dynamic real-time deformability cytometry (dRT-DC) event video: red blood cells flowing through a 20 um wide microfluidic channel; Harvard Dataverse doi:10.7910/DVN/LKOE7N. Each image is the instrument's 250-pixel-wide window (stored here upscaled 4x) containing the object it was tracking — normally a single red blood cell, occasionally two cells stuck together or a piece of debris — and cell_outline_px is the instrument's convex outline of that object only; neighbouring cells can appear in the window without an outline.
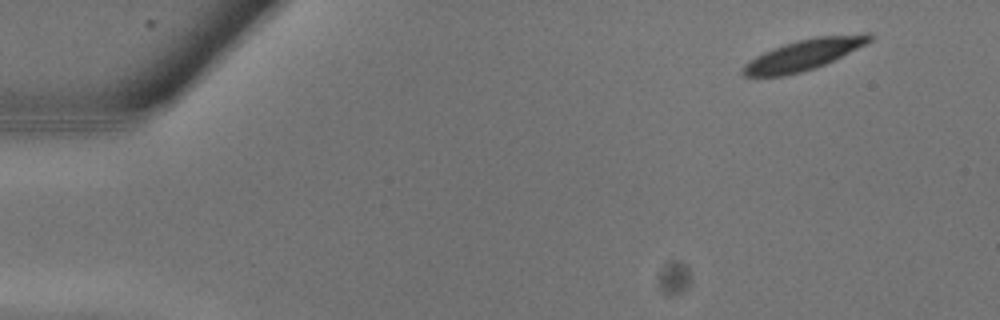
{"species": "common noctule bat (a hibernating species)", "species_latin": "Nyctalus noctula", "temperature_condition": "warm", "stored_images_in_passage": 13, "camera_frame_rate_fps": 3000, "um_per_image_px": 0.085, "animal": {"sex": "male", "body_mass_g": 13.3}, "frame": {"image": 1, "passage_image": 2, "time_ms": 0.333, "image_size_px": [1000, 320], "cell_outline_px": [[872, 40], [868, 44], [816, 68], [784, 76], [744, 76], [740, 72], [744, 64], [756, 56], [772, 48], [796, 40], [816, 36], [864, 32], [872, 32]], "centroid_in_image_um": [68.38, 4.62], "position_along_channel_um": 16.6, "area_um2": 23.06}}
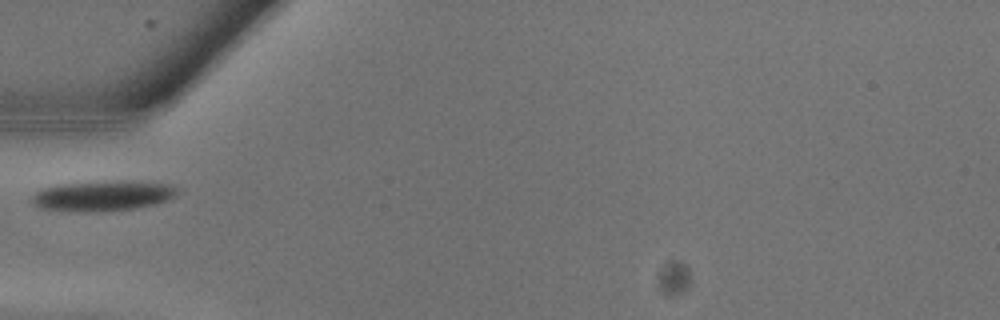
{"frame": {"image": 2, "passage_image": 9, "time_ms": 2.667, "image_size_px": [1000, 320], "cell_outline_px": [[176, 196], [168, 200], [156, 204], [136, 208], [100, 212], [68, 212], [40, 208], [32, 204], [32, 196], [40, 188], [60, 184], [108, 180], [128, 180], [176, 184]], "centroid_in_image_um": [8.74, 16.64], "position_along_channel_um": 76.3, "area_um2": 26.53}}
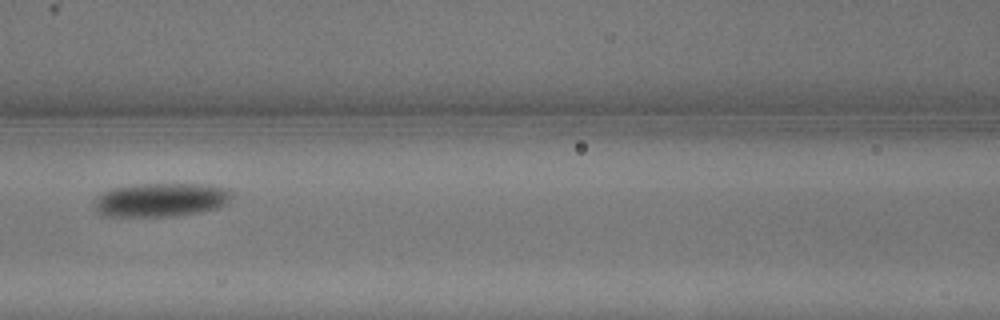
{"frame": {"image": 3, "passage_image": 12, "time_ms": 3.667, "image_size_px": [1000, 320], "cell_outline_px": [[232, 196], [228, 204], [220, 208], [200, 212], [176, 216], [100, 216], [96, 212], [96, 196], [112, 188], [132, 184], [208, 184], [228, 188], [232, 192]], "centroid_in_image_um": [13.72, 16.98], "position_along_channel_um": 152.9, "area_um2": 27.46}}